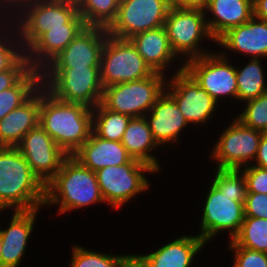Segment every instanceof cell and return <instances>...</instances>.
<instances>
[{
  "mask_svg": "<svg viewBox=\"0 0 267 267\" xmlns=\"http://www.w3.org/2000/svg\"><path fill=\"white\" fill-rule=\"evenodd\" d=\"M208 189L199 236L207 243L220 232L229 231V241L240 231L245 218L247 183L241 169H215Z\"/></svg>",
  "mask_w": 267,
  "mask_h": 267,
  "instance_id": "6da1fadb",
  "label": "cell"
},
{
  "mask_svg": "<svg viewBox=\"0 0 267 267\" xmlns=\"http://www.w3.org/2000/svg\"><path fill=\"white\" fill-rule=\"evenodd\" d=\"M39 125L67 155L72 156L92 133V108L81 103L60 101L42 85Z\"/></svg>",
  "mask_w": 267,
  "mask_h": 267,
  "instance_id": "7a4b0ae2",
  "label": "cell"
},
{
  "mask_svg": "<svg viewBox=\"0 0 267 267\" xmlns=\"http://www.w3.org/2000/svg\"><path fill=\"white\" fill-rule=\"evenodd\" d=\"M45 204V185L17 147H0V212L28 211Z\"/></svg>",
  "mask_w": 267,
  "mask_h": 267,
  "instance_id": "3957f363",
  "label": "cell"
},
{
  "mask_svg": "<svg viewBox=\"0 0 267 267\" xmlns=\"http://www.w3.org/2000/svg\"><path fill=\"white\" fill-rule=\"evenodd\" d=\"M105 203L96 172L84 167L76 158L68 156L60 170L45 185V206L57 205L60 214Z\"/></svg>",
  "mask_w": 267,
  "mask_h": 267,
  "instance_id": "277c9868",
  "label": "cell"
},
{
  "mask_svg": "<svg viewBox=\"0 0 267 267\" xmlns=\"http://www.w3.org/2000/svg\"><path fill=\"white\" fill-rule=\"evenodd\" d=\"M10 22H14L12 24L25 52L48 28L85 24L79 15L76 0H35L24 6Z\"/></svg>",
  "mask_w": 267,
  "mask_h": 267,
  "instance_id": "5b68a950",
  "label": "cell"
},
{
  "mask_svg": "<svg viewBox=\"0 0 267 267\" xmlns=\"http://www.w3.org/2000/svg\"><path fill=\"white\" fill-rule=\"evenodd\" d=\"M41 79L45 89L60 101L91 108L101 103L103 87L99 67L43 68Z\"/></svg>",
  "mask_w": 267,
  "mask_h": 267,
  "instance_id": "8992f818",
  "label": "cell"
},
{
  "mask_svg": "<svg viewBox=\"0 0 267 267\" xmlns=\"http://www.w3.org/2000/svg\"><path fill=\"white\" fill-rule=\"evenodd\" d=\"M208 17L204 8L170 7L164 28L176 56L178 58L181 56L182 59L186 57L185 60H182L183 63L211 53V51L201 48L200 45L205 39L213 40L216 43L207 25Z\"/></svg>",
  "mask_w": 267,
  "mask_h": 267,
  "instance_id": "52a82bcc",
  "label": "cell"
},
{
  "mask_svg": "<svg viewBox=\"0 0 267 267\" xmlns=\"http://www.w3.org/2000/svg\"><path fill=\"white\" fill-rule=\"evenodd\" d=\"M164 75L154 72L145 79L104 87L101 104L110 111L131 118L145 116L165 91L168 78Z\"/></svg>",
  "mask_w": 267,
  "mask_h": 267,
  "instance_id": "ba28073f",
  "label": "cell"
},
{
  "mask_svg": "<svg viewBox=\"0 0 267 267\" xmlns=\"http://www.w3.org/2000/svg\"><path fill=\"white\" fill-rule=\"evenodd\" d=\"M99 70L103 88L145 79L154 73L129 39H121L109 34L101 52Z\"/></svg>",
  "mask_w": 267,
  "mask_h": 267,
  "instance_id": "9c48e42d",
  "label": "cell"
},
{
  "mask_svg": "<svg viewBox=\"0 0 267 267\" xmlns=\"http://www.w3.org/2000/svg\"><path fill=\"white\" fill-rule=\"evenodd\" d=\"M156 171L148 164L131 159L128 163L106 166L96 171L97 181L105 204L119 210L121 206L150 187L144 173Z\"/></svg>",
  "mask_w": 267,
  "mask_h": 267,
  "instance_id": "30bf717a",
  "label": "cell"
},
{
  "mask_svg": "<svg viewBox=\"0 0 267 267\" xmlns=\"http://www.w3.org/2000/svg\"><path fill=\"white\" fill-rule=\"evenodd\" d=\"M225 51L211 52L184 63V69L217 103L225 96L237 99L236 70L228 62L229 52Z\"/></svg>",
  "mask_w": 267,
  "mask_h": 267,
  "instance_id": "8fae6325",
  "label": "cell"
},
{
  "mask_svg": "<svg viewBox=\"0 0 267 267\" xmlns=\"http://www.w3.org/2000/svg\"><path fill=\"white\" fill-rule=\"evenodd\" d=\"M169 0H120L116 19L107 28L108 34L130 39L134 35L164 26Z\"/></svg>",
  "mask_w": 267,
  "mask_h": 267,
  "instance_id": "7c38bea8",
  "label": "cell"
},
{
  "mask_svg": "<svg viewBox=\"0 0 267 267\" xmlns=\"http://www.w3.org/2000/svg\"><path fill=\"white\" fill-rule=\"evenodd\" d=\"M263 132L244 126L238 119L218 137L211 158L217 161V169H241L249 166L256 157ZM251 160V162H250Z\"/></svg>",
  "mask_w": 267,
  "mask_h": 267,
  "instance_id": "4fadbf2b",
  "label": "cell"
},
{
  "mask_svg": "<svg viewBox=\"0 0 267 267\" xmlns=\"http://www.w3.org/2000/svg\"><path fill=\"white\" fill-rule=\"evenodd\" d=\"M170 78L165 91L175 100L187 122L195 126L207 123L219 104L184 69V63Z\"/></svg>",
  "mask_w": 267,
  "mask_h": 267,
  "instance_id": "5bb4252c",
  "label": "cell"
},
{
  "mask_svg": "<svg viewBox=\"0 0 267 267\" xmlns=\"http://www.w3.org/2000/svg\"><path fill=\"white\" fill-rule=\"evenodd\" d=\"M17 148L44 185L55 176L69 156L40 125L31 129Z\"/></svg>",
  "mask_w": 267,
  "mask_h": 267,
  "instance_id": "9a60e30c",
  "label": "cell"
},
{
  "mask_svg": "<svg viewBox=\"0 0 267 267\" xmlns=\"http://www.w3.org/2000/svg\"><path fill=\"white\" fill-rule=\"evenodd\" d=\"M107 28L86 26L44 68L100 67Z\"/></svg>",
  "mask_w": 267,
  "mask_h": 267,
  "instance_id": "2e32d148",
  "label": "cell"
},
{
  "mask_svg": "<svg viewBox=\"0 0 267 267\" xmlns=\"http://www.w3.org/2000/svg\"><path fill=\"white\" fill-rule=\"evenodd\" d=\"M216 44L250 58H267V21L253 16L249 21L228 29Z\"/></svg>",
  "mask_w": 267,
  "mask_h": 267,
  "instance_id": "e0dca14e",
  "label": "cell"
},
{
  "mask_svg": "<svg viewBox=\"0 0 267 267\" xmlns=\"http://www.w3.org/2000/svg\"><path fill=\"white\" fill-rule=\"evenodd\" d=\"M205 245L199 235H183L152 253L132 256L142 267H190Z\"/></svg>",
  "mask_w": 267,
  "mask_h": 267,
  "instance_id": "ac0fdd59",
  "label": "cell"
},
{
  "mask_svg": "<svg viewBox=\"0 0 267 267\" xmlns=\"http://www.w3.org/2000/svg\"><path fill=\"white\" fill-rule=\"evenodd\" d=\"M39 210L13 211L9 227L0 228L2 267H18L21 264Z\"/></svg>",
  "mask_w": 267,
  "mask_h": 267,
  "instance_id": "d6986e66",
  "label": "cell"
},
{
  "mask_svg": "<svg viewBox=\"0 0 267 267\" xmlns=\"http://www.w3.org/2000/svg\"><path fill=\"white\" fill-rule=\"evenodd\" d=\"M147 114L145 118L148 126L160 147L166 143L168 145L176 143L180 132L189 125L175 100L166 91L157 99Z\"/></svg>",
  "mask_w": 267,
  "mask_h": 267,
  "instance_id": "ffe728a7",
  "label": "cell"
},
{
  "mask_svg": "<svg viewBox=\"0 0 267 267\" xmlns=\"http://www.w3.org/2000/svg\"><path fill=\"white\" fill-rule=\"evenodd\" d=\"M40 88L22 105L0 120V147H17L39 125Z\"/></svg>",
  "mask_w": 267,
  "mask_h": 267,
  "instance_id": "44dd1931",
  "label": "cell"
},
{
  "mask_svg": "<svg viewBox=\"0 0 267 267\" xmlns=\"http://www.w3.org/2000/svg\"><path fill=\"white\" fill-rule=\"evenodd\" d=\"M72 156L93 172L106 166L123 165L132 159L120 141L106 140L93 132Z\"/></svg>",
  "mask_w": 267,
  "mask_h": 267,
  "instance_id": "7402d4cb",
  "label": "cell"
},
{
  "mask_svg": "<svg viewBox=\"0 0 267 267\" xmlns=\"http://www.w3.org/2000/svg\"><path fill=\"white\" fill-rule=\"evenodd\" d=\"M204 12L206 16L211 14L207 25L211 35L217 40L228 29L239 26L254 16L253 1L207 0Z\"/></svg>",
  "mask_w": 267,
  "mask_h": 267,
  "instance_id": "603a6c76",
  "label": "cell"
},
{
  "mask_svg": "<svg viewBox=\"0 0 267 267\" xmlns=\"http://www.w3.org/2000/svg\"><path fill=\"white\" fill-rule=\"evenodd\" d=\"M85 27V24H64V27L48 28L26 51L30 68L41 71Z\"/></svg>",
  "mask_w": 267,
  "mask_h": 267,
  "instance_id": "cb8c5ba5",
  "label": "cell"
},
{
  "mask_svg": "<svg viewBox=\"0 0 267 267\" xmlns=\"http://www.w3.org/2000/svg\"><path fill=\"white\" fill-rule=\"evenodd\" d=\"M129 40L154 72L165 74L176 61L164 26L138 33Z\"/></svg>",
  "mask_w": 267,
  "mask_h": 267,
  "instance_id": "d4e9b609",
  "label": "cell"
},
{
  "mask_svg": "<svg viewBox=\"0 0 267 267\" xmlns=\"http://www.w3.org/2000/svg\"><path fill=\"white\" fill-rule=\"evenodd\" d=\"M121 143L133 159L148 164L156 172L160 171V163L152 154L153 150L157 151L159 145L153 137L145 116L130 119Z\"/></svg>",
  "mask_w": 267,
  "mask_h": 267,
  "instance_id": "484cf974",
  "label": "cell"
},
{
  "mask_svg": "<svg viewBox=\"0 0 267 267\" xmlns=\"http://www.w3.org/2000/svg\"><path fill=\"white\" fill-rule=\"evenodd\" d=\"M42 86L41 71L30 69L13 87L0 92V120Z\"/></svg>",
  "mask_w": 267,
  "mask_h": 267,
  "instance_id": "4316f807",
  "label": "cell"
},
{
  "mask_svg": "<svg viewBox=\"0 0 267 267\" xmlns=\"http://www.w3.org/2000/svg\"><path fill=\"white\" fill-rule=\"evenodd\" d=\"M237 100L247 102L267 92L261 61L251 58L243 68L236 67Z\"/></svg>",
  "mask_w": 267,
  "mask_h": 267,
  "instance_id": "83f0119b",
  "label": "cell"
},
{
  "mask_svg": "<svg viewBox=\"0 0 267 267\" xmlns=\"http://www.w3.org/2000/svg\"><path fill=\"white\" fill-rule=\"evenodd\" d=\"M92 132L103 139L120 141L131 117L106 109L101 103L92 108Z\"/></svg>",
  "mask_w": 267,
  "mask_h": 267,
  "instance_id": "f1b7e54d",
  "label": "cell"
},
{
  "mask_svg": "<svg viewBox=\"0 0 267 267\" xmlns=\"http://www.w3.org/2000/svg\"><path fill=\"white\" fill-rule=\"evenodd\" d=\"M120 0H76L86 26L108 28L116 19Z\"/></svg>",
  "mask_w": 267,
  "mask_h": 267,
  "instance_id": "f546056e",
  "label": "cell"
},
{
  "mask_svg": "<svg viewBox=\"0 0 267 267\" xmlns=\"http://www.w3.org/2000/svg\"><path fill=\"white\" fill-rule=\"evenodd\" d=\"M232 240L239 247L267 253V219L245 216L239 233Z\"/></svg>",
  "mask_w": 267,
  "mask_h": 267,
  "instance_id": "4dcf8cb0",
  "label": "cell"
},
{
  "mask_svg": "<svg viewBox=\"0 0 267 267\" xmlns=\"http://www.w3.org/2000/svg\"><path fill=\"white\" fill-rule=\"evenodd\" d=\"M25 55L15 26L6 20L0 26V73L12 69Z\"/></svg>",
  "mask_w": 267,
  "mask_h": 267,
  "instance_id": "1f68e13d",
  "label": "cell"
},
{
  "mask_svg": "<svg viewBox=\"0 0 267 267\" xmlns=\"http://www.w3.org/2000/svg\"><path fill=\"white\" fill-rule=\"evenodd\" d=\"M71 253L69 267H122L132 256V254L113 255L111 253L90 251L76 244L73 245Z\"/></svg>",
  "mask_w": 267,
  "mask_h": 267,
  "instance_id": "d6a6232c",
  "label": "cell"
},
{
  "mask_svg": "<svg viewBox=\"0 0 267 267\" xmlns=\"http://www.w3.org/2000/svg\"><path fill=\"white\" fill-rule=\"evenodd\" d=\"M246 103V108L235 118L244 126L267 133V92Z\"/></svg>",
  "mask_w": 267,
  "mask_h": 267,
  "instance_id": "836d02e7",
  "label": "cell"
},
{
  "mask_svg": "<svg viewBox=\"0 0 267 267\" xmlns=\"http://www.w3.org/2000/svg\"><path fill=\"white\" fill-rule=\"evenodd\" d=\"M228 248L234 252L232 267H267V253L239 247L233 240Z\"/></svg>",
  "mask_w": 267,
  "mask_h": 267,
  "instance_id": "e575fe53",
  "label": "cell"
},
{
  "mask_svg": "<svg viewBox=\"0 0 267 267\" xmlns=\"http://www.w3.org/2000/svg\"><path fill=\"white\" fill-rule=\"evenodd\" d=\"M247 183V193L267 194V169L254 166L241 168Z\"/></svg>",
  "mask_w": 267,
  "mask_h": 267,
  "instance_id": "d590c367",
  "label": "cell"
},
{
  "mask_svg": "<svg viewBox=\"0 0 267 267\" xmlns=\"http://www.w3.org/2000/svg\"><path fill=\"white\" fill-rule=\"evenodd\" d=\"M26 55L12 68L0 73V92L13 87L29 70Z\"/></svg>",
  "mask_w": 267,
  "mask_h": 267,
  "instance_id": "8d00e7d4",
  "label": "cell"
},
{
  "mask_svg": "<svg viewBox=\"0 0 267 267\" xmlns=\"http://www.w3.org/2000/svg\"><path fill=\"white\" fill-rule=\"evenodd\" d=\"M244 213L245 216L267 219V194L247 193Z\"/></svg>",
  "mask_w": 267,
  "mask_h": 267,
  "instance_id": "74e56055",
  "label": "cell"
},
{
  "mask_svg": "<svg viewBox=\"0 0 267 267\" xmlns=\"http://www.w3.org/2000/svg\"><path fill=\"white\" fill-rule=\"evenodd\" d=\"M33 1L35 0H0V15L4 17V20H10L11 17L13 18L24 6Z\"/></svg>",
  "mask_w": 267,
  "mask_h": 267,
  "instance_id": "f35d334b",
  "label": "cell"
},
{
  "mask_svg": "<svg viewBox=\"0 0 267 267\" xmlns=\"http://www.w3.org/2000/svg\"><path fill=\"white\" fill-rule=\"evenodd\" d=\"M253 163H256V165L253 164L254 166L267 169V133H263L261 136L258 151Z\"/></svg>",
  "mask_w": 267,
  "mask_h": 267,
  "instance_id": "ab89813d",
  "label": "cell"
},
{
  "mask_svg": "<svg viewBox=\"0 0 267 267\" xmlns=\"http://www.w3.org/2000/svg\"><path fill=\"white\" fill-rule=\"evenodd\" d=\"M171 6L204 8L207 0H169Z\"/></svg>",
  "mask_w": 267,
  "mask_h": 267,
  "instance_id": "60d3db41",
  "label": "cell"
},
{
  "mask_svg": "<svg viewBox=\"0 0 267 267\" xmlns=\"http://www.w3.org/2000/svg\"><path fill=\"white\" fill-rule=\"evenodd\" d=\"M254 17L267 21V0H253Z\"/></svg>",
  "mask_w": 267,
  "mask_h": 267,
  "instance_id": "b9f144b4",
  "label": "cell"
},
{
  "mask_svg": "<svg viewBox=\"0 0 267 267\" xmlns=\"http://www.w3.org/2000/svg\"><path fill=\"white\" fill-rule=\"evenodd\" d=\"M122 267H142L137 260L131 256L124 264Z\"/></svg>",
  "mask_w": 267,
  "mask_h": 267,
  "instance_id": "7bdbcfd3",
  "label": "cell"
},
{
  "mask_svg": "<svg viewBox=\"0 0 267 267\" xmlns=\"http://www.w3.org/2000/svg\"><path fill=\"white\" fill-rule=\"evenodd\" d=\"M1 253H2V240L0 238V267H2Z\"/></svg>",
  "mask_w": 267,
  "mask_h": 267,
  "instance_id": "ee69618b",
  "label": "cell"
},
{
  "mask_svg": "<svg viewBox=\"0 0 267 267\" xmlns=\"http://www.w3.org/2000/svg\"><path fill=\"white\" fill-rule=\"evenodd\" d=\"M4 19V17H2L1 15H0V26L2 25V23H4L6 20H3Z\"/></svg>",
  "mask_w": 267,
  "mask_h": 267,
  "instance_id": "f6af8a7d",
  "label": "cell"
}]
</instances>
